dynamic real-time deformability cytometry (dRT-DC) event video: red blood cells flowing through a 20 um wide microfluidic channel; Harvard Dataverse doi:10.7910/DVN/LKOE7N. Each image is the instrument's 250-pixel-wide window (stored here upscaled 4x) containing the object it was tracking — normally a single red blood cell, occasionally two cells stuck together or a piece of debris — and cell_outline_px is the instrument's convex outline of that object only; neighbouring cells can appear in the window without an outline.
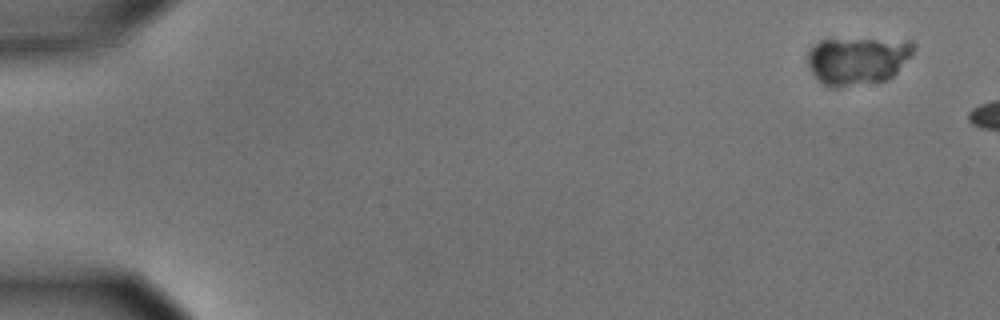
{"species": "common noctule bat (a hibernating species)", "species_latin": "Nyctalus noctula", "temperature_condition": "cold", "stored_images_in_passage": 2, "camera_frame_rate_fps": 3000, "um_per_image_px": 0.085, "animal": {"sex": "male", "body_mass_g": 15.6}, "frame": {"image": 1, "passage_image": 1, "time_ms": 0.0, "image_size_px": [1000, 320], "cell_outline_px": [[916, 48], [896, 72], [888, 80], [836, 88], [832, 88], [824, 84], [812, 72], [808, 64], [808, 48], [812, 44], [820, 40], [912, 40]], "centroid_in_image_um": [72.87, 5.15], "position_along_channel_um": 12.1, "area_um2": 29.25}}